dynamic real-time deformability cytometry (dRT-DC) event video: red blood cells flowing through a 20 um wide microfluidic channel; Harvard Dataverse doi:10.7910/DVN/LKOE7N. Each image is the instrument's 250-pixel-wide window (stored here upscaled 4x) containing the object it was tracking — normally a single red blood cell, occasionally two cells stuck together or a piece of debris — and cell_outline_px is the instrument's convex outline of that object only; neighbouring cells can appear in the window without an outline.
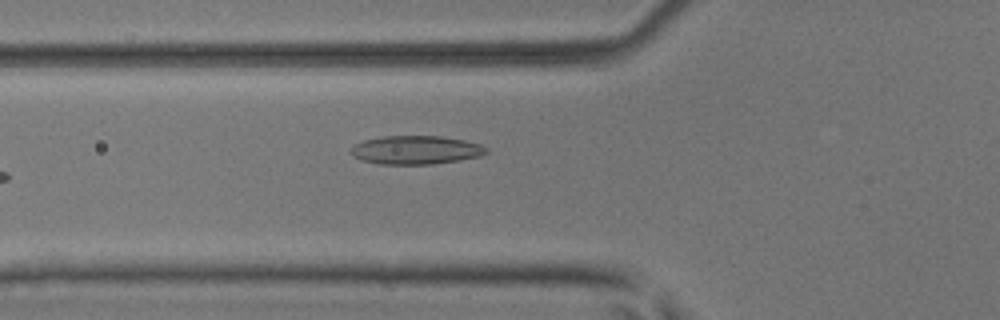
{"species": "common noctule bat (a hibernating species)", "species_latin": "Nyctalus noctula", "temperature_condition": "room temperature", "stored_images_in_passage": 7, "camera_frame_rate_fps": 3000, "um_per_image_px": 0.085, "animal": {"sex": "male", "body_mass_g": 17.9, "forearm_length_mm": 54.2}, "frame": {"image": 1, "passage_image": 7, "time_ms": 2.0, "image_size_px": [1000, 320], "cell_outline_px": [[488, 152], [480, 156], [460, 160], [432, 164], [380, 164], [360, 160], [352, 156], [348, 152], [356, 144], [364, 140], [380, 136], [440, 136], [464, 140], [480, 144], [488, 148]], "centroid_in_image_um": [35.33, 12.75], "position_along_channel_um": 90.5, "area_um2": 22.66}}